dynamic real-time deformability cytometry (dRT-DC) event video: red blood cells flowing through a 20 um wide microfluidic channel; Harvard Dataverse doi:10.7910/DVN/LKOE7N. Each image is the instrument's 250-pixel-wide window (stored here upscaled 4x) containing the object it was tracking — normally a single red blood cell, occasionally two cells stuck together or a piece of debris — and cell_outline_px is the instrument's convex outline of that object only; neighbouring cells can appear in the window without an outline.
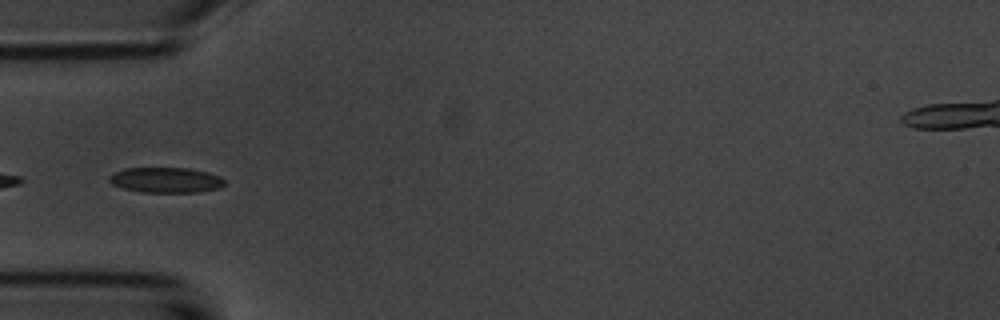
{"species": "common noctule bat (a hibernating species)", "species_latin": "Nyctalus noctula", "temperature_condition": "room temperature", "stored_images_in_passage": 10, "camera_frame_rate_fps": 3000, "um_per_image_px": 0.085, "animal": {"sex": "male", "body_mass_g": 20.1, "forearm_length_mm": 53.5}, "frame": {"image": 1, "passage_image": 5, "time_ms": 4.667, "image_size_px": [1000, 320], "cell_outline_px": [[224, 184], [220, 188], [200, 192], [140, 192], [124, 188], [112, 184], [108, 180], [108, 176], [124, 168], [188, 168], [208, 172], [220, 176], [224, 180]], "centroid_in_image_um": [14.11, 15.3], "position_along_channel_um": 70.9, "area_um2": 17.05}}
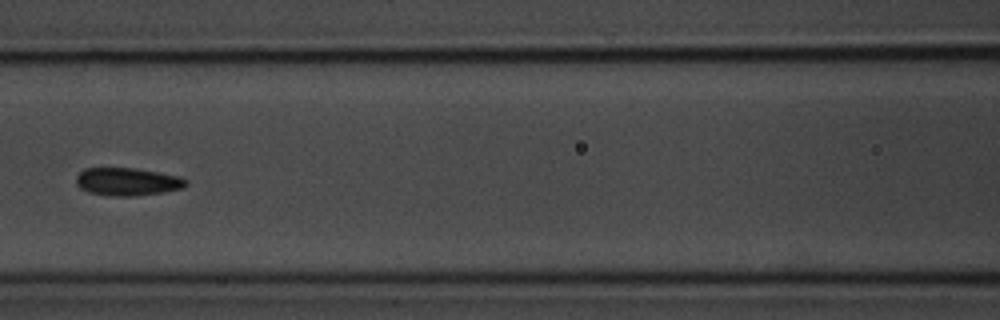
{"frame": {"image": 2, "passage_image": 7, "time_ms": 7.0, "image_size_px": [1000, 320], "cell_outline_px": [[188, 184], [180, 188], [164, 192], [136, 196], [108, 196], [88, 192], [80, 188], [76, 184], [76, 176], [84, 168], [136, 168], [180, 176], [188, 180]], "centroid_in_image_um": [10.82, 15.44], "position_along_channel_um": 155.8, "area_um2": 17.98}}